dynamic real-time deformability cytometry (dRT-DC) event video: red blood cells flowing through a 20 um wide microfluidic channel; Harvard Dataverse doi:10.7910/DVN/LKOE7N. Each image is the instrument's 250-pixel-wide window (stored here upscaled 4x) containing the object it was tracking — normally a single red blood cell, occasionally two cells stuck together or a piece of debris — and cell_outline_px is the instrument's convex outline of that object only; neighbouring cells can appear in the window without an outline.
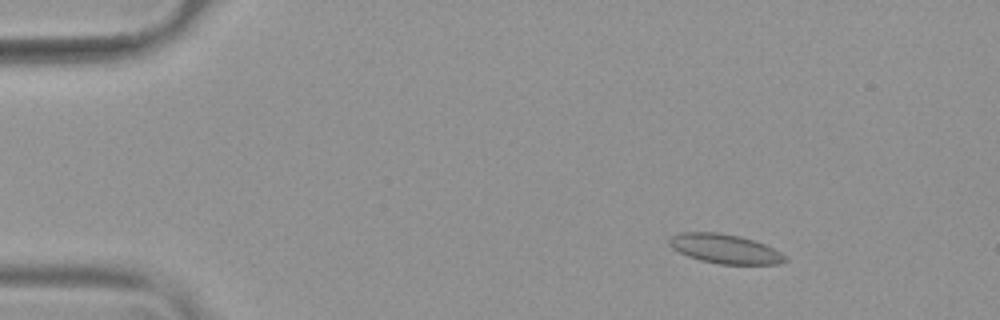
{"species": "common noctule bat (a hibernating species)", "species_latin": "Nyctalus noctula", "temperature_condition": "warm", "stored_images_in_passage": 49, "camera_frame_rate_fps": 3000, "um_per_image_px": 0.085, "animal": {"sex": "female", "body_mass_g": 19.9}, "frame": {"image": 1, "passage_image": 2, "time_ms": 0.333, "image_size_px": [1000, 320], "cell_outline_px": [[788, 260], [780, 264], [720, 264], [700, 260], [688, 256], [672, 248], [668, 244], [668, 240], [672, 236], [680, 232], [716, 232], [740, 236], [764, 244], [788, 256]], "centroid_in_image_um": [61.62, 21.15], "position_along_channel_um": 23.4, "area_um2": 19.77}}
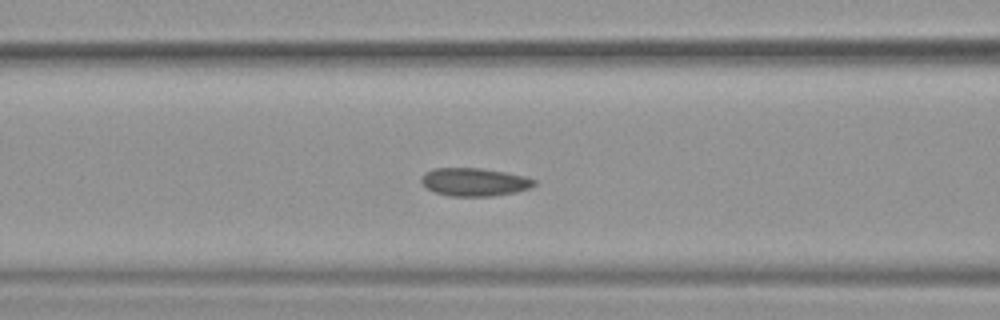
{"frame": {"image": 2, "passage_image": 17, "time_ms": 5.333, "image_size_px": [1000, 320], "cell_outline_px": [[536, 184], [528, 188], [516, 192], [492, 196], [452, 196], [436, 192], [428, 188], [420, 180], [420, 176], [424, 172], [432, 168], [480, 168], [504, 172], [524, 176], [536, 180]], "centroid_in_image_um": [40.3, 15.46], "position_along_channel_um": 126.3, "area_um2": 18.38}}
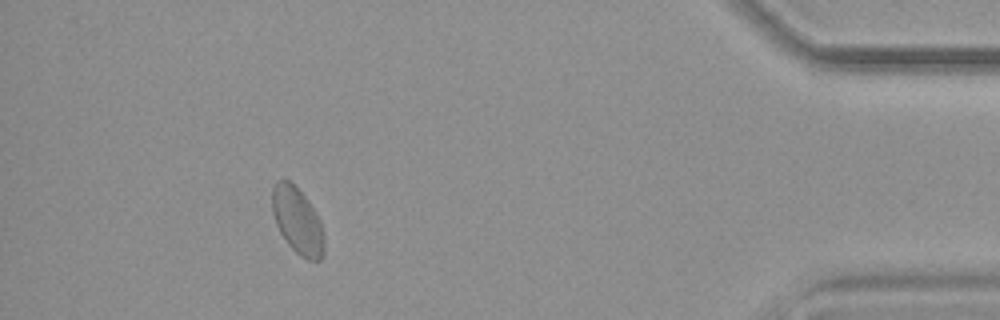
{"frame": {"image": 3, "passage_image": 44, "time_ms": 14.333, "image_size_px": [1000, 320], "cell_outline_px": [[324, 252], [320, 260], [308, 260], [300, 256], [288, 244], [280, 232], [276, 224], [272, 212], [272, 188], [276, 180], [288, 180], [308, 200], [320, 220], [324, 236]], "centroid_in_image_um": [25.28, 18.78], "position_along_channel_um": 409.9, "area_um2": 20.0}, "authors_computed_cell_mechanics": {"area_um2": 18.785, "velocity_mm_per_s": 3.735, "shape_relaxation_time_tau1_ms": null, "shape_relaxation_time_tau2_ms": 1.7401, "deformation_change_tau1": null, "deformation_change_tau2": 0.0639}}